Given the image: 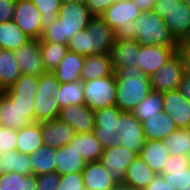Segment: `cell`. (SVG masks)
Segmentation results:
<instances>
[{
  "instance_id": "cell-1",
  "label": "cell",
  "mask_w": 190,
  "mask_h": 190,
  "mask_svg": "<svg viewBox=\"0 0 190 190\" xmlns=\"http://www.w3.org/2000/svg\"><path fill=\"white\" fill-rule=\"evenodd\" d=\"M93 18L85 2H62L57 19L43 30L40 40L67 44L75 33L86 29Z\"/></svg>"
},
{
  "instance_id": "cell-2",
  "label": "cell",
  "mask_w": 190,
  "mask_h": 190,
  "mask_svg": "<svg viewBox=\"0 0 190 190\" xmlns=\"http://www.w3.org/2000/svg\"><path fill=\"white\" fill-rule=\"evenodd\" d=\"M116 106L121 111H132L152 91L150 77L139 67L116 68Z\"/></svg>"
},
{
  "instance_id": "cell-3",
  "label": "cell",
  "mask_w": 190,
  "mask_h": 190,
  "mask_svg": "<svg viewBox=\"0 0 190 190\" xmlns=\"http://www.w3.org/2000/svg\"><path fill=\"white\" fill-rule=\"evenodd\" d=\"M115 42V32L100 17L94 16L86 29L75 33L68 41V51L90 56L110 54Z\"/></svg>"
},
{
  "instance_id": "cell-4",
  "label": "cell",
  "mask_w": 190,
  "mask_h": 190,
  "mask_svg": "<svg viewBox=\"0 0 190 190\" xmlns=\"http://www.w3.org/2000/svg\"><path fill=\"white\" fill-rule=\"evenodd\" d=\"M135 40L144 46H178L165 20L155 11L143 12L134 21Z\"/></svg>"
},
{
  "instance_id": "cell-5",
  "label": "cell",
  "mask_w": 190,
  "mask_h": 190,
  "mask_svg": "<svg viewBox=\"0 0 190 190\" xmlns=\"http://www.w3.org/2000/svg\"><path fill=\"white\" fill-rule=\"evenodd\" d=\"M143 13L132 0H119L99 17L115 32V39L135 40L134 21Z\"/></svg>"
},
{
  "instance_id": "cell-6",
  "label": "cell",
  "mask_w": 190,
  "mask_h": 190,
  "mask_svg": "<svg viewBox=\"0 0 190 190\" xmlns=\"http://www.w3.org/2000/svg\"><path fill=\"white\" fill-rule=\"evenodd\" d=\"M83 83L85 105L96 111L116 105V76L110 75Z\"/></svg>"
},
{
  "instance_id": "cell-7",
  "label": "cell",
  "mask_w": 190,
  "mask_h": 190,
  "mask_svg": "<svg viewBox=\"0 0 190 190\" xmlns=\"http://www.w3.org/2000/svg\"><path fill=\"white\" fill-rule=\"evenodd\" d=\"M115 129L118 143L140 155L146 139L142 122L133 115L132 111H121L118 116L117 128Z\"/></svg>"
},
{
  "instance_id": "cell-8",
  "label": "cell",
  "mask_w": 190,
  "mask_h": 190,
  "mask_svg": "<svg viewBox=\"0 0 190 190\" xmlns=\"http://www.w3.org/2000/svg\"><path fill=\"white\" fill-rule=\"evenodd\" d=\"M121 110L115 105L94 111V136L100 141L104 149L117 146L116 129Z\"/></svg>"
},
{
  "instance_id": "cell-9",
  "label": "cell",
  "mask_w": 190,
  "mask_h": 190,
  "mask_svg": "<svg viewBox=\"0 0 190 190\" xmlns=\"http://www.w3.org/2000/svg\"><path fill=\"white\" fill-rule=\"evenodd\" d=\"M183 74L182 58L176 51L164 65L150 76L151 88L160 93L177 90Z\"/></svg>"
},
{
  "instance_id": "cell-10",
  "label": "cell",
  "mask_w": 190,
  "mask_h": 190,
  "mask_svg": "<svg viewBox=\"0 0 190 190\" xmlns=\"http://www.w3.org/2000/svg\"><path fill=\"white\" fill-rule=\"evenodd\" d=\"M41 13L31 0H17L13 21L31 39L42 36Z\"/></svg>"
},
{
  "instance_id": "cell-11",
  "label": "cell",
  "mask_w": 190,
  "mask_h": 190,
  "mask_svg": "<svg viewBox=\"0 0 190 190\" xmlns=\"http://www.w3.org/2000/svg\"><path fill=\"white\" fill-rule=\"evenodd\" d=\"M14 56L22 74L39 77L47 72L40 53L39 39H30L14 51Z\"/></svg>"
},
{
  "instance_id": "cell-12",
  "label": "cell",
  "mask_w": 190,
  "mask_h": 190,
  "mask_svg": "<svg viewBox=\"0 0 190 190\" xmlns=\"http://www.w3.org/2000/svg\"><path fill=\"white\" fill-rule=\"evenodd\" d=\"M136 157V153L118 144L113 148L104 149L100 162L111 172L117 183H123L126 169Z\"/></svg>"
},
{
  "instance_id": "cell-13",
  "label": "cell",
  "mask_w": 190,
  "mask_h": 190,
  "mask_svg": "<svg viewBox=\"0 0 190 190\" xmlns=\"http://www.w3.org/2000/svg\"><path fill=\"white\" fill-rule=\"evenodd\" d=\"M177 48L178 46L141 45L138 67L150 77L172 57Z\"/></svg>"
},
{
  "instance_id": "cell-14",
  "label": "cell",
  "mask_w": 190,
  "mask_h": 190,
  "mask_svg": "<svg viewBox=\"0 0 190 190\" xmlns=\"http://www.w3.org/2000/svg\"><path fill=\"white\" fill-rule=\"evenodd\" d=\"M58 119L73 127L76 133H90L94 129V111L85 104L61 108Z\"/></svg>"
},
{
  "instance_id": "cell-15",
  "label": "cell",
  "mask_w": 190,
  "mask_h": 190,
  "mask_svg": "<svg viewBox=\"0 0 190 190\" xmlns=\"http://www.w3.org/2000/svg\"><path fill=\"white\" fill-rule=\"evenodd\" d=\"M163 111L176 123L178 128H190V101L178 90L163 93Z\"/></svg>"
},
{
  "instance_id": "cell-16",
  "label": "cell",
  "mask_w": 190,
  "mask_h": 190,
  "mask_svg": "<svg viewBox=\"0 0 190 190\" xmlns=\"http://www.w3.org/2000/svg\"><path fill=\"white\" fill-rule=\"evenodd\" d=\"M40 126L44 145L54 149L68 145L76 135L73 127L58 118L40 122Z\"/></svg>"
},
{
  "instance_id": "cell-17",
  "label": "cell",
  "mask_w": 190,
  "mask_h": 190,
  "mask_svg": "<svg viewBox=\"0 0 190 190\" xmlns=\"http://www.w3.org/2000/svg\"><path fill=\"white\" fill-rule=\"evenodd\" d=\"M81 173L85 190H113L117 186L111 172L100 161L86 163Z\"/></svg>"
},
{
  "instance_id": "cell-18",
  "label": "cell",
  "mask_w": 190,
  "mask_h": 190,
  "mask_svg": "<svg viewBox=\"0 0 190 190\" xmlns=\"http://www.w3.org/2000/svg\"><path fill=\"white\" fill-rule=\"evenodd\" d=\"M22 110L16 100H13L5 91L0 92V126L20 130L32 121L22 115Z\"/></svg>"
},
{
  "instance_id": "cell-19",
  "label": "cell",
  "mask_w": 190,
  "mask_h": 190,
  "mask_svg": "<svg viewBox=\"0 0 190 190\" xmlns=\"http://www.w3.org/2000/svg\"><path fill=\"white\" fill-rule=\"evenodd\" d=\"M140 51L141 45L136 40L115 39L110 53L113 69L132 65L138 67V53Z\"/></svg>"
},
{
  "instance_id": "cell-20",
  "label": "cell",
  "mask_w": 190,
  "mask_h": 190,
  "mask_svg": "<svg viewBox=\"0 0 190 190\" xmlns=\"http://www.w3.org/2000/svg\"><path fill=\"white\" fill-rule=\"evenodd\" d=\"M115 75L110 54L86 56L80 78L82 82Z\"/></svg>"
},
{
  "instance_id": "cell-21",
  "label": "cell",
  "mask_w": 190,
  "mask_h": 190,
  "mask_svg": "<svg viewBox=\"0 0 190 190\" xmlns=\"http://www.w3.org/2000/svg\"><path fill=\"white\" fill-rule=\"evenodd\" d=\"M146 141L163 140L178 129L175 121L164 111L142 122Z\"/></svg>"
},
{
  "instance_id": "cell-22",
  "label": "cell",
  "mask_w": 190,
  "mask_h": 190,
  "mask_svg": "<svg viewBox=\"0 0 190 190\" xmlns=\"http://www.w3.org/2000/svg\"><path fill=\"white\" fill-rule=\"evenodd\" d=\"M164 20L173 37L180 42L190 29V5L180 0Z\"/></svg>"
},
{
  "instance_id": "cell-23",
  "label": "cell",
  "mask_w": 190,
  "mask_h": 190,
  "mask_svg": "<svg viewBox=\"0 0 190 190\" xmlns=\"http://www.w3.org/2000/svg\"><path fill=\"white\" fill-rule=\"evenodd\" d=\"M82 156L86 163L100 161L103 153V146L100 141L90 133H76L75 137L68 143Z\"/></svg>"
},
{
  "instance_id": "cell-24",
  "label": "cell",
  "mask_w": 190,
  "mask_h": 190,
  "mask_svg": "<svg viewBox=\"0 0 190 190\" xmlns=\"http://www.w3.org/2000/svg\"><path fill=\"white\" fill-rule=\"evenodd\" d=\"M156 174H161L169 158V152L162 140L146 141L139 155Z\"/></svg>"
},
{
  "instance_id": "cell-25",
  "label": "cell",
  "mask_w": 190,
  "mask_h": 190,
  "mask_svg": "<svg viewBox=\"0 0 190 190\" xmlns=\"http://www.w3.org/2000/svg\"><path fill=\"white\" fill-rule=\"evenodd\" d=\"M85 56L68 51L58 64L54 73L60 83L81 81L80 74L84 66Z\"/></svg>"
},
{
  "instance_id": "cell-26",
  "label": "cell",
  "mask_w": 190,
  "mask_h": 190,
  "mask_svg": "<svg viewBox=\"0 0 190 190\" xmlns=\"http://www.w3.org/2000/svg\"><path fill=\"white\" fill-rule=\"evenodd\" d=\"M156 175L157 174L148 167L142 158L137 155L126 169L123 183L143 190L153 181Z\"/></svg>"
},
{
  "instance_id": "cell-27",
  "label": "cell",
  "mask_w": 190,
  "mask_h": 190,
  "mask_svg": "<svg viewBox=\"0 0 190 190\" xmlns=\"http://www.w3.org/2000/svg\"><path fill=\"white\" fill-rule=\"evenodd\" d=\"M56 170L59 175L82 172L86 162L82 156L69 145L56 149Z\"/></svg>"
},
{
  "instance_id": "cell-28",
  "label": "cell",
  "mask_w": 190,
  "mask_h": 190,
  "mask_svg": "<svg viewBox=\"0 0 190 190\" xmlns=\"http://www.w3.org/2000/svg\"><path fill=\"white\" fill-rule=\"evenodd\" d=\"M43 145L40 122H32L17 130L16 150L20 153L30 155Z\"/></svg>"
},
{
  "instance_id": "cell-29",
  "label": "cell",
  "mask_w": 190,
  "mask_h": 190,
  "mask_svg": "<svg viewBox=\"0 0 190 190\" xmlns=\"http://www.w3.org/2000/svg\"><path fill=\"white\" fill-rule=\"evenodd\" d=\"M22 75L14 51L3 49L0 53V91L10 88Z\"/></svg>"
},
{
  "instance_id": "cell-30",
  "label": "cell",
  "mask_w": 190,
  "mask_h": 190,
  "mask_svg": "<svg viewBox=\"0 0 190 190\" xmlns=\"http://www.w3.org/2000/svg\"><path fill=\"white\" fill-rule=\"evenodd\" d=\"M15 172L23 175L32 174L30 157L17 150L2 153L0 155V176Z\"/></svg>"
},
{
  "instance_id": "cell-31",
  "label": "cell",
  "mask_w": 190,
  "mask_h": 190,
  "mask_svg": "<svg viewBox=\"0 0 190 190\" xmlns=\"http://www.w3.org/2000/svg\"><path fill=\"white\" fill-rule=\"evenodd\" d=\"M29 157L33 175L55 172L57 156L56 149L53 147L43 145L30 154Z\"/></svg>"
},
{
  "instance_id": "cell-32",
  "label": "cell",
  "mask_w": 190,
  "mask_h": 190,
  "mask_svg": "<svg viewBox=\"0 0 190 190\" xmlns=\"http://www.w3.org/2000/svg\"><path fill=\"white\" fill-rule=\"evenodd\" d=\"M30 39L14 21L0 23V45L3 49L15 51Z\"/></svg>"
},
{
  "instance_id": "cell-33",
  "label": "cell",
  "mask_w": 190,
  "mask_h": 190,
  "mask_svg": "<svg viewBox=\"0 0 190 190\" xmlns=\"http://www.w3.org/2000/svg\"><path fill=\"white\" fill-rule=\"evenodd\" d=\"M56 98L60 109L69 105L85 104L82 81L60 83Z\"/></svg>"
},
{
  "instance_id": "cell-34",
  "label": "cell",
  "mask_w": 190,
  "mask_h": 190,
  "mask_svg": "<svg viewBox=\"0 0 190 190\" xmlns=\"http://www.w3.org/2000/svg\"><path fill=\"white\" fill-rule=\"evenodd\" d=\"M163 93L151 91L133 110V115L141 122L163 111Z\"/></svg>"
},
{
  "instance_id": "cell-35",
  "label": "cell",
  "mask_w": 190,
  "mask_h": 190,
  "mask_svg": "<svg viewBox=\"0 0 190 190\" xmlns=\"http://www.w3.org/2000/svg\"><path fill=\"white\" fill-rule=\"evenodd\" d=\"M67 52L68 44L42 42L40 40V53L47 71L54 72Z\"/></svg>"
},
{
  "instance_id": "cell-36",
  "label": "cell",
  "mask_w": 190,
  "mask_h": 190,
  "mask_svg": "<svg viewBox=\"0 0 190 190\" xmlns=\"http://www.w3.org/2000/svg\"><path fill=\"white\" fill-rule=\"evenodd\" d=\"M169 155H190V130L178 128L163 140Z\"/></svg>"
},
{
  "instance_id": "cell-37",
  "label": "cell",
  "mask_w": 190,
  "mask_h": 190,
  "mask_svg": "<svg viewBox=\"0 0 190 190\" xmlns=\"http://www.w3.org/2000/svg\"><path fill=\"white\" fill-rule=\"evenodd\" d=\"M0 190H36V176L10 172L0 176Z\"/></svg>"
},
{
  "instance_id": "cell-38",
  "label": "cell",
  "mask_w": 190,
  "mask_h": 190,
  "mask_svg": "<svg viewBox=\"0 0 190 190\" xmlns=\"http://www.w3.org/2000/svg\"><path fill=\"white\" fill-rule=\"evenodd\" d=\"M33 108L35 112V122L57 119L60 111L56 97L35 96Z\"/></svg>"
},
{
  "instance_id": "cell-39",
  "label": "cell",
  "mask_w": 190,
  "mask_h": 190,
  "mask_svg": "<svg viewBox=\"0 0 190 190\" xmlns=\"http://www.w3.org/2000/svg\"><path fill=\"white\" fill-rule=\"evenodd\" d=\"M41 13L42 33L45 28L52 25L58 17L62 0H31Z\"/></svg>"
},
{
  "instance_id": "cell-40",
  "label": "cell",
  "mask_w": 190,
  "mask_h": 190,
  "mask_svg": "<svg viewBox=\"0 0 190 190\" xmlns=\"http://www.w3.org/2000/svg\"><path fill=\"white\" fill-rule=\"evenodd\" d=\"M39 84V77L22 74L20 78L5 92L7 94L35 96Z\"/></svg>"
},
{
  "instance_id": "cell-41",
  "label": "cell",
  "mask_w": 190,
  "mask_h": 190,
  "mask_svg": "<svg viewBox=\"0 0 190 190\" xmlns=\"http://www.w3.org/2000/svg\"><path fill=\"white\" fill-rule=\"evenodd\" d=\"M60 82L54 72L47 71L39 76V84L35 96L48 98L56 97L59 92Z\"/></svg>"
},
{
  "instance_id": "cell-42",
  "label": "cell",
  "mask_w": 190,
  "mask_h": 190,
  "mask_svg": "<svg viewBox=\"0 0 190 190\" xmlns=\"http://www.w3.org/2000/svg\"><path fill=\"white\" fill-rule=\"evenodd\" d=\"M175 189L190 187V167L177 169H163L161 173Z\"/></svg>"
},
{
  "instance_id": "cell-43",
  "label": "cell",
  "mask_w": 190,
  "mask_h": 190,
  "mask_svg": "<svg viewBox=\"0 0 190 190\" xmlns=\"http://www.w3.org/2000/svg\"><path fill=\"white\" fill-rule=\"evenodd\" d=\"M17 130L0 126V155L16 150Z\"/></svg>"
},
{
  "instance_id": "cell-44",
  "label": "cell",
  "mask_w": 190,
  "mask_h": 190,
  "mask_svg": "<svg viewBox=\"0 0 190 190\" xmlns=\"http://www.w3.org/2000/svg\"><path fill=\"white\" fill-rule=\"evenodd\" d=\"M58 190H85L81 172L61 175Z\"/></svg>"
},
{
  "instance_id": "cell-45",
  "label": "cell",
  "mask_w": 190,
  "mask_h": 190,
  "mask_svg": "<svg viewBox=\"0 0 190 190\" xmlns=\"http://www.w3.org/2000/svg\"><path fill=\"white\" fill-rule=\"evenodd\" d=\"M61 175L57 172L40 174L36 176V190H58Z\"/></svg>"
},
{
  "instance_id": "cell-46",
  "label": "cell",
  "mask_w": 190,
  "mask_h": 190,
  "mask_svg": "<svg viewBox=\"0 0 190 190\" xmlns=\"http://www.w3.org/2000/svg\"><path fill=\"white\" fill-rule=\"evenodd\" d=\"M16 103L19 104L22 115L27 116L32 122H35L34 101L35 96L32 95H19L8 94Z\"/></svg>"
},
{
  "instance_id": "cell-47",
  "label": "cell",
  "mask_w": 190,
  "mask_h": 190,
  "mask_svg": "<svg viewBox=\"0 0 190 190\" xmlns=\"http://www.w3.org/2000/svg\"><path fill=\"white\" fill-rule=\"evenodd\" d=\"M119 0H85V4L94 16H100L107 8Z\"/></svg>"
},
{
  "instance_id": "cell-48",
  "label": "cell",
  "mask_w": 190,
  "mask_h": 190,
  "mask_svg": "<svg viewBox=\"0 0 190 190\" xmlns=\"http://www.w3.org/2000/svg\"><path fill=\"white\" fill-rule=\"evenodd\" d=\"M17 0H0V23L13 21Z\"/></svg>"
},
{
  "instance_id": "cell-49",
  "label": "cell",
  "mask_w": 190,
  "mask_h": 190,
  "mask_svg": "<svg viewBox=\"0 0 190 190\" xmlns=\"http://www.w3.org/2000/svg\"><path fill=\"white\" fill-rule=\"evenodd\" d=\"M189 158L184 155H169L168 161L165 164L164 169H177V168H189Z\"/></svg>"
},
{
  "instance_id": "cell-50",
  "label": "cell",
  "mask_w": 190,
  "mask_h": 190,
  "mask_svg": "<svg viewBox=\"0 0 190 190\" xmlns=\"http://www.w3.org/2000/svg\"><path fill=\"white\" fill-rule=\"evenodd\" d=\"M180 0H156L153 11L161 15L163 19L168 17V13L174 8Z\"/></svg>"
},
{
  "instance_id": "cell-51",
  "label": "cell",
  "mask_w": 190,
  "mask_h": 190,
  "mask_svg": "<svg viewBox=\"0 0 190 190\" xmlns=\"http://www.w3.org/2000/svg\"><path fill=\"white\" fill-rule=\"evenodd\" d=\"M143 190H176L168 181L164 180L162 174H157L153 181Z\"/></svg>"
},
{
  "instance_id": "cell-52",
  "label": "cell",
  "mask_w": 190,
  "mask_h": 190,
  "mask_svg": "<svg viewBox=\"0 0 190 190\" xmlns=\"http://www.w3.org/2000/svg\"><path fill=\"white\" fill-rule=\"evenodd\" d=\"M177 52L182 58L184 74L190 76V48L178 47Z\"/></svg>"
},
{
  "instance_id": "cell-53",
  "label": "cell",
  "mask_w": 190,
  "mask_h": 190,
  "mask_svg": "<svg viewBox=\"0 0 190 190\" xmlns=\"http://www.w3.org/2000/svg\"><path fill=\"white\" fill-rule=\"evenodd\" d=\"M177 90L190 101V76L183 74Z\"/></svg>"
},
{
  "instance_id": "cell-54",
  "label": "cell",
  "mask_w": 190,
  "mask_h": 190,
  "mask_svg": "<svg viewBox=\"0 0 190 190\" xmlns=\"http://www.w3.org/2000/svg\"><path fill=\"white\" fill-rule=\"evenodd\" d=\"M143 12L153 11L156 0H132Z\"/></svg>"
},
{
  "instance_id": "cell-55",
  "label": "cell",
  "mask_w": 190,
  "mask_h": 190,
  "mask_svg": "<svg viewBox=\"0 0 190 190\" xmlns=\"http://www.w3.org/2000/svg\"><path fill=\"white\" fill-rule=\"evenodd\" d=\"M178 47L190 48V29L184 38L179 42Z\"/></svg>"
},
{
  "instance_id": "cell-56",
  "label": "cell",
  "mask_w": 190,
  "mask_h": 190,
  "mask_svg": "<svg viewBox=\"0 0 190 190\" xmlns=\"http://www.w3.org/2000/svg\"><path fill=\"white\" fill-rule=\"evenodd\" d=\"M115 190H139V189H136V188L126 185L124 183H117Z\"/></svg>"
},
{
  "instance_id": "cell-57",
  "label": "cell",
  "mask_w": 190,
  "mask_h": 190,
  "mask_svg": "<svg viewBox=\"0 0 190 190\" xmlns=\"http://www.w3.org/2000/svg\"><path fill=\"white\" fill-rule=\"evenodd\" d=\"M62 2H85V0H62Z\"/></svg>"
},
{
  "instance_id": "cell-58",
  "label": "cell",
  "mask_w": 190,
  "mask_h": 190,
  "mask_svg": "<svg viewBox=\"0 0 190 190\" xmlns=\"http://www.w3.org/2000/svg\"><path fill=\"white\" fill-rule=\"evenodd\" d=\"M181 1H183V2L187 3L188 5H190V0H181Z\"/></svg>"
},
{
  "instance_id": "cell-59",
  "label": "cell",
  "mask_w": 190,
  "mask_h": 190,
  "mask_svg": "<svg viewBox=\"0 0 190 190\" xmlns=\"http://www.w3.org/2000/svg\"><path fill=\"white\" fill-rule=\"evenodd\" d=\"M177 190H190V187L181 188V189H177Z\"/></svg>"
}]
</instances>
